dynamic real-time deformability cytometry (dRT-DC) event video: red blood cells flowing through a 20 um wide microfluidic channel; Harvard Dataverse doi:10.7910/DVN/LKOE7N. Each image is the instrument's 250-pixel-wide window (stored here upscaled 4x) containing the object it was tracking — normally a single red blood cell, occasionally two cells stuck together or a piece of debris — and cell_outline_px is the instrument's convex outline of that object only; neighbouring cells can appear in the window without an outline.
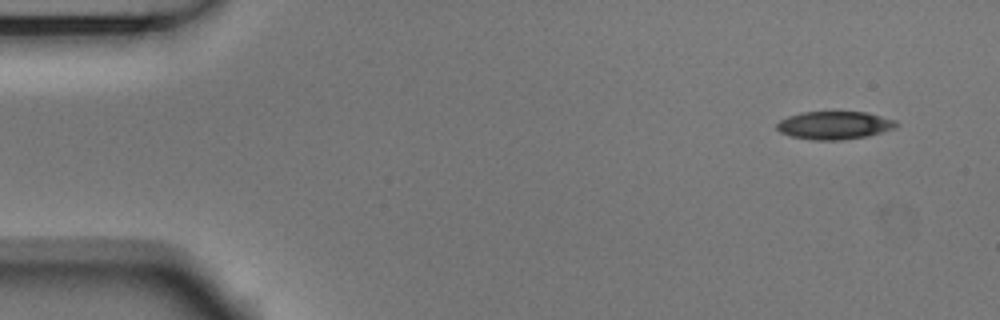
{"species": "Egyptian fruit bat (a non-hibernating species)", "species_latin": "Rousettus aegyptiacus", "temperature_condition": "room temperature", "stored_images_in_passage": 4, "camera_frame_rate_fps": 3000, "um_per_image_px": 0.085, "animal": {"sex": "male"}, "frame": {"image": 1, "passage_image": 1, "time_ms": 0.0, "image_size_px": [1000, 320], "cell_outline_px": [[900, 124], [896, 128], [868, 136], [840, 140], [812, 140], [792, 136], [780, 132], [776, 128], [776, 124], [780, 120], [788, 116], [804, 112], [868, 112], [896, 120]], "centroid_in_image_um": [70.96, 10.65], "position_along_channel_um": 14.0, "area_um2": 19.59}}
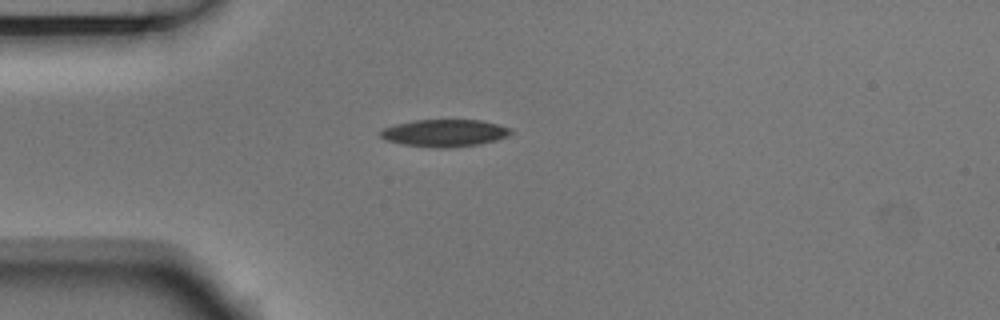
{"frame": {"image": 2, "passage_image": 4, "time_ms": 1.0, "image_size_px": [1000, 320], "cell_outline_px": [[512, 132], [508, 136], [496, 140], [480, 144], [444, 148], [440, 148], [404, 144], [384, 140], [380, 136], [380, 132], [384, 128], [396, 124], [416, 120], [480, 120], [512, 128]], "centroid_in_image_um": [37.8, 11.3], "position_along_channel_um": 47.2, "area_um2": 20.52}}